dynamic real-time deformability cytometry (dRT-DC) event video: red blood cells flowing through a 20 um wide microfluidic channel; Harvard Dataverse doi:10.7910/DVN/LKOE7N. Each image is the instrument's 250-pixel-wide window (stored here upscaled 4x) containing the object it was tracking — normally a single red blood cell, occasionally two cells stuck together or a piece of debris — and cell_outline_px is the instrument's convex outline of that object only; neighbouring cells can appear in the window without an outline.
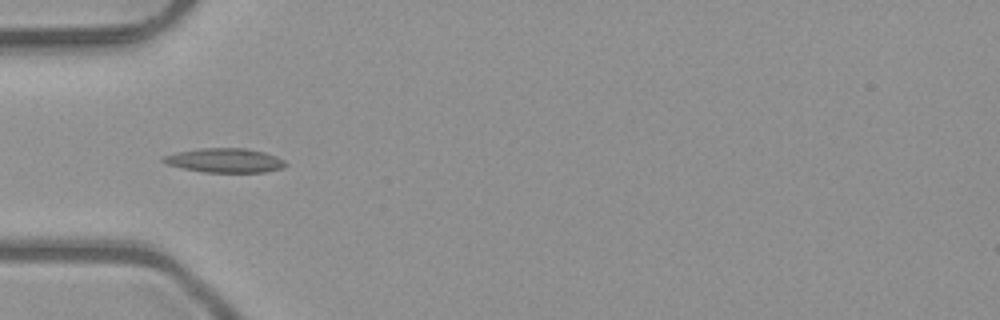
{"species": "common noctule bat (a hibernating species)", "species_latin": "Nyctalus noctula", "temperature_condition": "room temperature", "stored_images_in_passage": 4, "camera_frame_rate_fps": 3000, "um_per_image_px": 0.085, "animal": {"sex": "male", "body_mass_g": 23.1, "forearm_length_mm": 52.7}, "frame": {"image": 1, "passage_image": 4, "time_ms": 1.0, "image_size_px": [1000, 320], "cell_outline_px": [[288, 164], [284, 168], [264, 172], [204, 172], [164, 164], [160, 160], [160, 156], [176, 152], [200, 148], [244, 148], [264, 152], [276, 156], [284, 160]], "centroid_in_image_um": [19.08, 13.63], "position_along_channel_um": 65.9, "area_um2": 17.46}}